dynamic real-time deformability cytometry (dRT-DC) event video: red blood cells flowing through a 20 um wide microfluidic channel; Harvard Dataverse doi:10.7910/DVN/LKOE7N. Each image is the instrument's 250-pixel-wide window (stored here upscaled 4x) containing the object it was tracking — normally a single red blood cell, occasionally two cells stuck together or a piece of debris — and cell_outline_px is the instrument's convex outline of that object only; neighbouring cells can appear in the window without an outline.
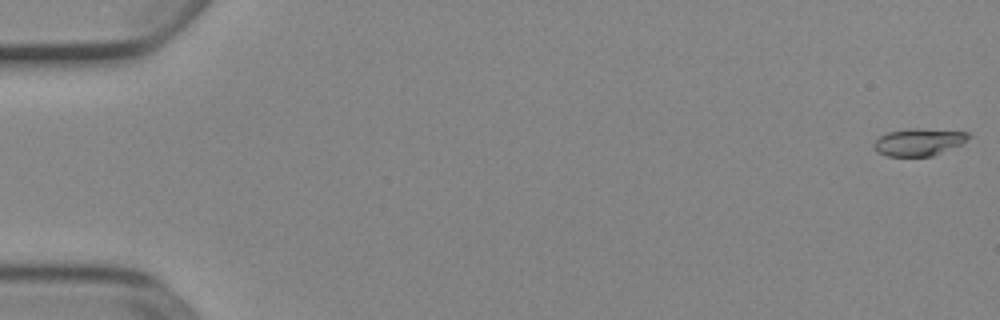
{"species": "Egyptian fruit bat (a non-hibernating species)", "species_latin": "Rousettus aegyptiacus", "temperature_condition": "cold", "stored_images_in_passage": 53, "camera_frame_rate_fps": 3000, "um_per_image_px": 0.085, "animal": {"sex": "female"}, "frame": {"image": 1, "passage_image": 1, "time_ms": 0.0, "image_size_px": [1000, 320], "cell_outline_px": [[972, 136], [964, 144], [932, 156], [888, 156], [872, 148], [872, 144], [880, 136], [888, 132], [912, 128], [916, 128], [968, 132]], "centroid_in_image_um": [78.14, 12.07], "position_along_channel_um": 6.9, "area_um2": 15.14}}
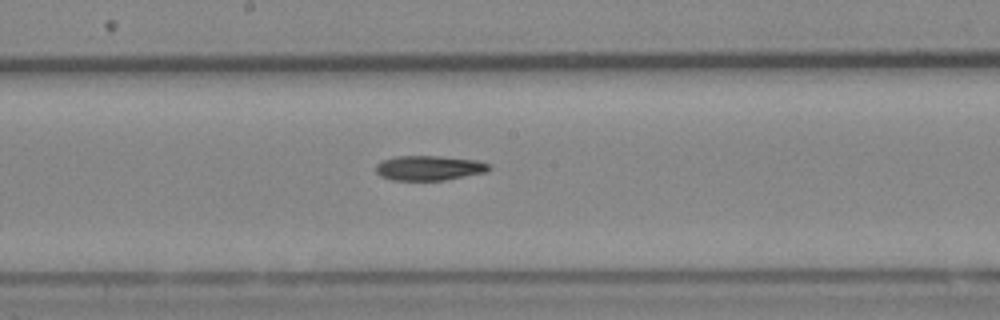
{"frame": {"image": 2, "passage_image": 29, "time_ms": 9.333, "image_size_px": [1000, 320], "cell_outline_px": [[492, 168], [488, 172], [444, 180], [392, 180], [380, 176], [376, 172], [376, 164], [380, 160], [396, 156], [440, 156], [476, 160], [488, 164]], "centroid_in_image_um": [36.46, 14.27], "position_along_channel_um": 211.7, "area_um2": 16.47}}
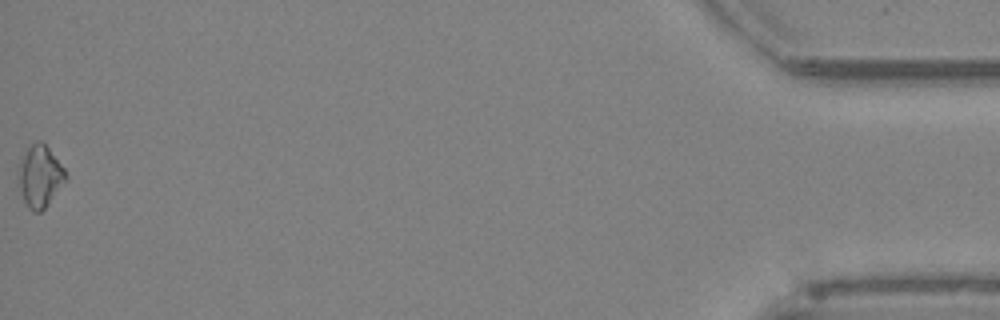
{"frame": {"image": 3, "passage_image": 53, "time_ms": 17.333, "image_size_px": [1000, 320], "cell_outline_px": [[68, 180], [44, 208], [40, 212], [32, 212], [28, 208], [24, 200], [20, 188], [20, 160], [28, 148], [36, 140], [40, 140], [48, 148], [64, 168], [68, 176]], "centroid_in_image_um": [3.44, 15.0], "position_along_channel_um": 431.8, "area_um2": 16.7}, "authors_computed_cell_mechanics": {"area_um2": 16.0106, "velocity_mm_per_s": 3.9212, "shape_relaxation_time_tau1_ms": 7.9772, "shape_relaxation_time_tau2_ms": 7.2907, "deformation_change_tau1": 0.1755, "deformation_change_tau2": 0.1366}}